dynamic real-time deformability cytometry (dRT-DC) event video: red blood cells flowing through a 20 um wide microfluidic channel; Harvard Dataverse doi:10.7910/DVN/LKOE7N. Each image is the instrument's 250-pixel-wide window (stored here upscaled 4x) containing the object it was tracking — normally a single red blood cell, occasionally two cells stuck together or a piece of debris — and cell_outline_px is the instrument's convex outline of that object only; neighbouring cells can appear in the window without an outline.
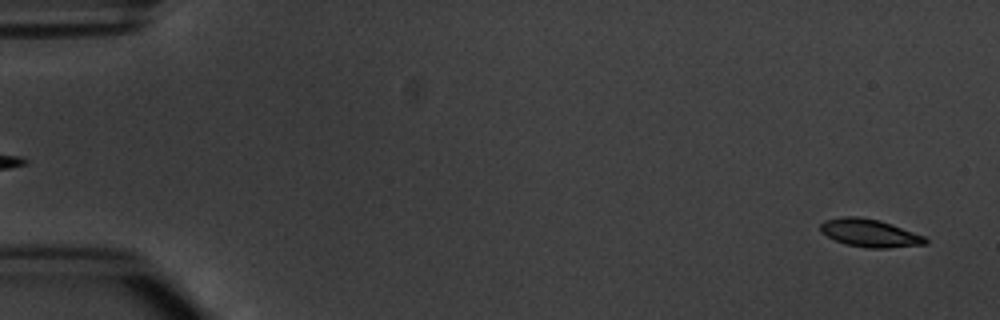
{"species": "common noctule bat (a hibernating species)", "species_latin": "Nyctalus noctula", "temperature_condition": "warm", "stored_images_in_passage": 6, "segment_of_instrument_passage": [2, 2], "camera_frame_rate_fps": 3000, "um_per_image_px": 0.085, "animal": {"sex": "male", "body_mass_g": 20.1, "forearm_length_mm": 53.5}, "frame": {"image": 1, "passage_image": 6, "time_ms": 5.667, "image_size_px": [1000, 320], "cell_outline_px": [[928, 244], [888, 248], [868, 248], [844, 244], [820, 232], [820, 224], [824, 220], [844, 216], [856, 216], [880, 220], [892, 224], [924, 236], [928, 240]], "centroid_in_image_um": [73.92, 19.81], "position_along_channel_um": 11.1, "area_um2": 17.11}}